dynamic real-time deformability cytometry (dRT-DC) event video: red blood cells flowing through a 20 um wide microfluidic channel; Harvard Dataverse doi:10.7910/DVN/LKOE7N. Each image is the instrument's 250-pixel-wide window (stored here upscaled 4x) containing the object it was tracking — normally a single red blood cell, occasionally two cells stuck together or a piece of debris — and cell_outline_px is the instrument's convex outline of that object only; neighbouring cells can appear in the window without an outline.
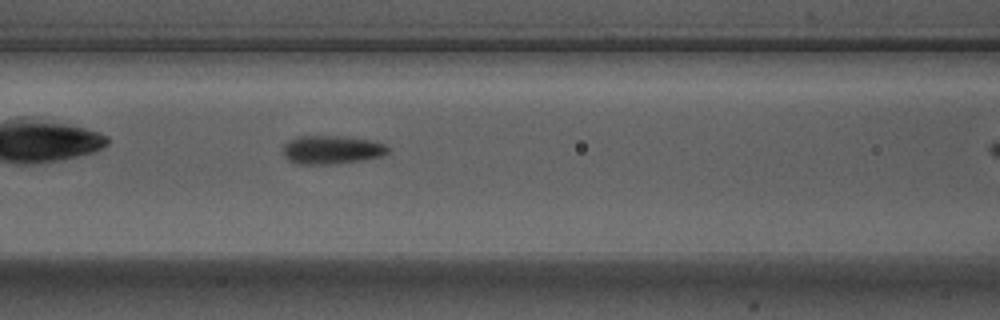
{"species": "Egyptian fruit bat (a non-hibernating species)", "species_latin": "Rousettus aegyptiacus", "temperature_condition": "warm", "stored_images_in_passage": 30, "camera_frame_rate_fps": 3000, "um_per_image_px": 0.085, "animal": {"sex": "male"}, "frame": {"image": 1, "passage_image": 9, "time_ms": 2.667, "image_size_px": [1000, 320], "cell_outline_px": [[388, 152], [380, 156], [364, 160], [336, 164], [296, 164], [288, 160], [284, 156], [284, 144], [288, 140], [296, 136], [340, 136], [376, 140], [384, 144], [388, 148]], "centroid_in_image_um": [28.19, 12.73], "position_along_channel_um": 138.4, "area_um2": 17.63}}
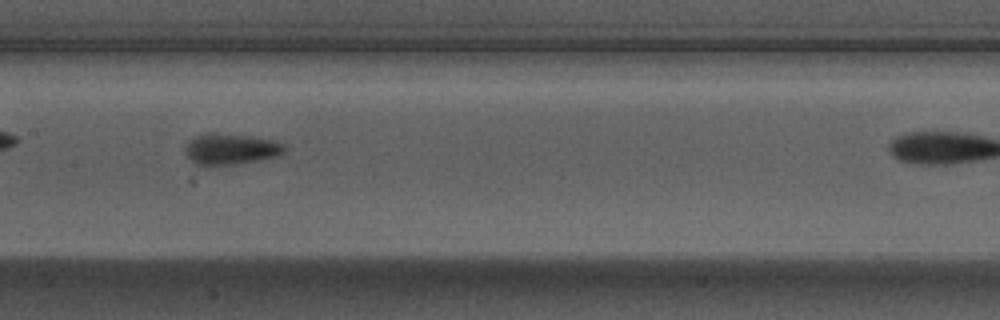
{"frame": {"image": 2, "passage_image": 13, "time_ms": 4.0, "image_size_px": [1000, 320], "cell_outline_px": [[284, 152], [276, 156], [256, 160], [204, 168], [196, 164], [188, 156], [184, 148], [188, 140], [196, 136], [208, 132], [212, 132], [248, 136], [272, 140], [284, 144]], "centroid_in_image_um": [19.53, 12.67], "position_along_channel_um": 187.9, "area_um2": 17.92}}
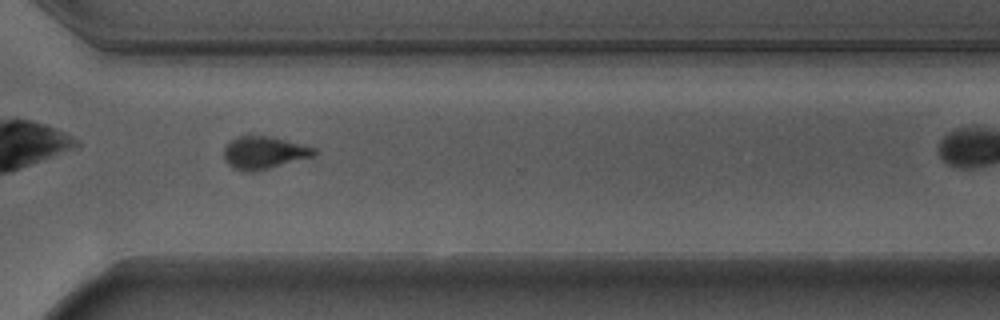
{"frame": {"image": 3, "passage_image": 26, "time_ms": 8.333, "image_size_px": [1000, 320], "cell_outline_px": [[316, 152], [312, 156], [256, 172], [240, 172], [232, 168], [224, 160], [224, 148], [236, 136], [268, 136], [316, 148]], "centroid_in_image_um": [22.37, 13.0], "position_along_channel_um": 348.2, "area_um2": 16.99}}